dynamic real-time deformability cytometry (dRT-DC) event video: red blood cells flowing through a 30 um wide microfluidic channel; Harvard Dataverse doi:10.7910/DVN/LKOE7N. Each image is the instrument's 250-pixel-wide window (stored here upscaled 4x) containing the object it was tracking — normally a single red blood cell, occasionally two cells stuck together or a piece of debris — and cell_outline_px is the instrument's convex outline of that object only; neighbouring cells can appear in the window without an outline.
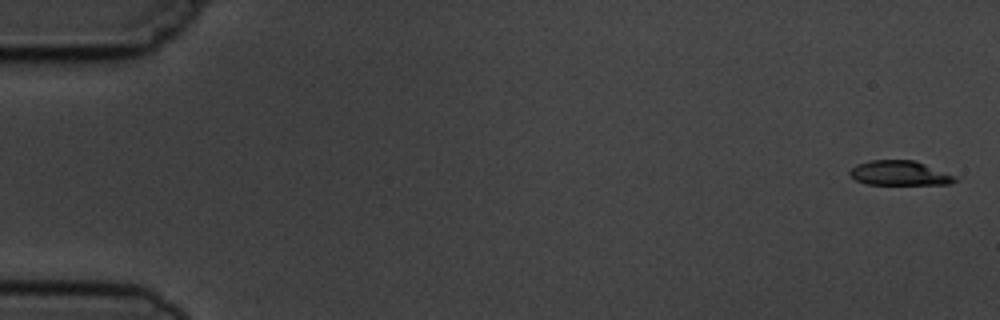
{"species": "common noctule bat (a hibernating species)", "species_latin": "Nyctalus noctula", "temperature_condition": "cold", "stored_images_in_passage": 9, "camera_frame_rate_fps": 3000, "um_per_image_px": 0.085, "animal": {"sex": "male", "body_mass_g": 19.5, "forearm_length_mm": 54.6}, "frame": {"image": 1, "passage_image": 1, "time_ms": 0.0, "image_size_px": [1000, 320], "cell_outline_px": [[960, 180], [952, 184], [868, 184], [856, 180], [848, 172], [856, 164], [872, 160], [916, 160], [960, 176]], "centroid_in_image_um": [76.59, 14.71], "position_along_channel_um": 8.4, "area_um2": 15.43}}
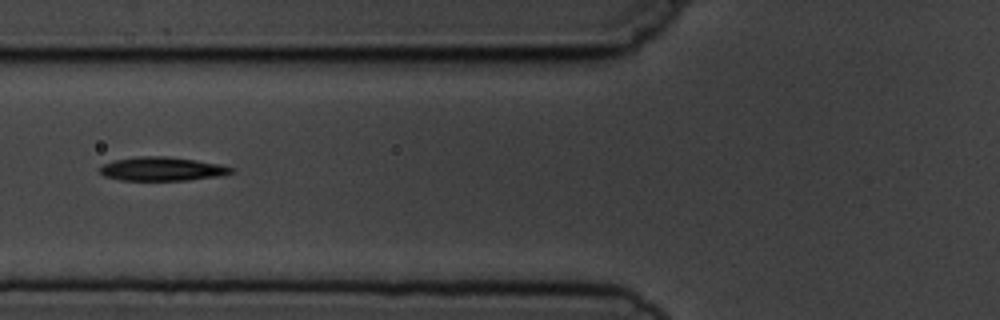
{"frame": {"image": 2, "passage_image": 6, "time_ms": 6.667, "image_size_px": [1000, 320], "cell_outline_px": [[236, 172], [220, 176], [188, 180], [120, 180], [104, 176], [100, 172], [100, 168], [104, 164], [116, 160], [140, 156], [164, 156], [196, 160], [220, 164], [236, 168]], "centroid_in_image_um": [13.85, 14.36], "position_along_channel_um": 112.0, "area_um2": 18.21}}
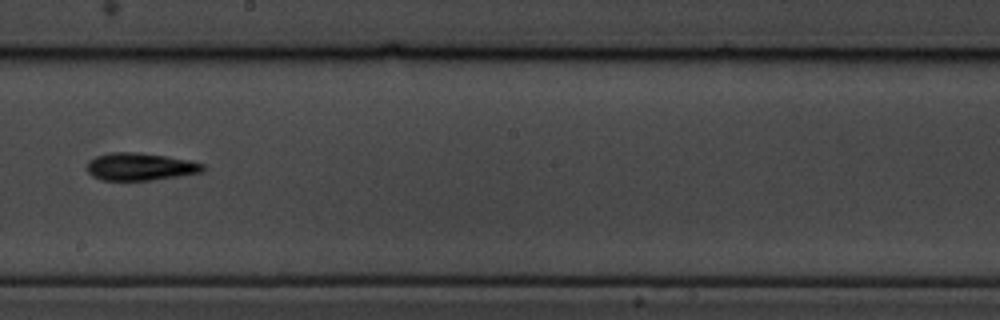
{"frame": {"image": 3, "passage_image": 9, "time_ms": 10.0, "image_size_px": [1000, 320], "cell_outline_px": [[208, 168], [204, 172], [180, 176], [152, 180], [100, 180], [92, 176], [88, 172], [88, 164], [96, 156], [112, 152], [136, 152], [164, 156], [188, 160], [204, 164]], "centroid_in_image_um": [11.97, 14.18], "position_along_channel_um": 236.2, "area_um2": 18.55}}